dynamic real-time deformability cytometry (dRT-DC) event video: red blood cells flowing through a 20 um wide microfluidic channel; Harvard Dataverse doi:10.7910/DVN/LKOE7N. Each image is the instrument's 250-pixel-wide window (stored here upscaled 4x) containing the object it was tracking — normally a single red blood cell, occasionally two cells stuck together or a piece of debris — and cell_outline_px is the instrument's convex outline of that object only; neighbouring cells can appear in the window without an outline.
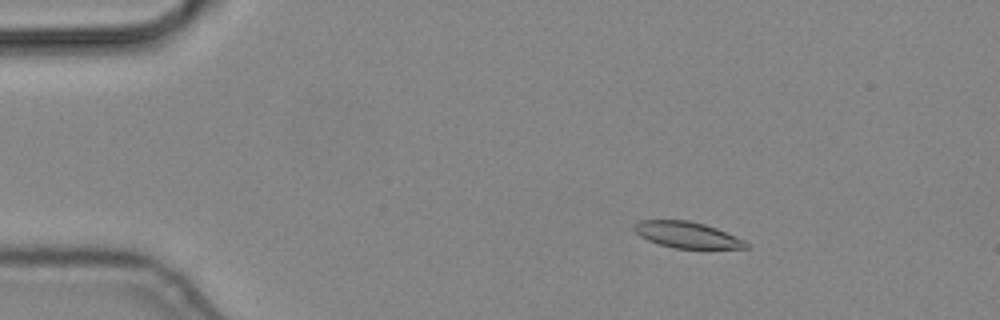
{"species": "common noctule bat (a hibernating species)", "species_latin": "Nyctalus noctula", "temperature_condition": "cold", "stored_images_in_passage": 4, "camera_frame_rate_fps": 3000, "um_per_image_px": 0.085, "animal": {"sex": "male", "body_mass_g": 19.2, "forearm_length_mm": 51.8}, "frame": {"image": 1, "passage_image": 2, "time_ms": 0.333, "image_size_px": [1000, 320], "cell_outline_px": [[748, 248], [676, 248], [660, 244], [648, 240], [640, 236], [632, 228], [640, 220], [688, 220], [704, 224], [716, 228], [744, 240], [748, 244]], "centroid_in_image_um": [58.38, 19.95], "position_along_channel_um": 26.6, "area_um2": 16.76}}
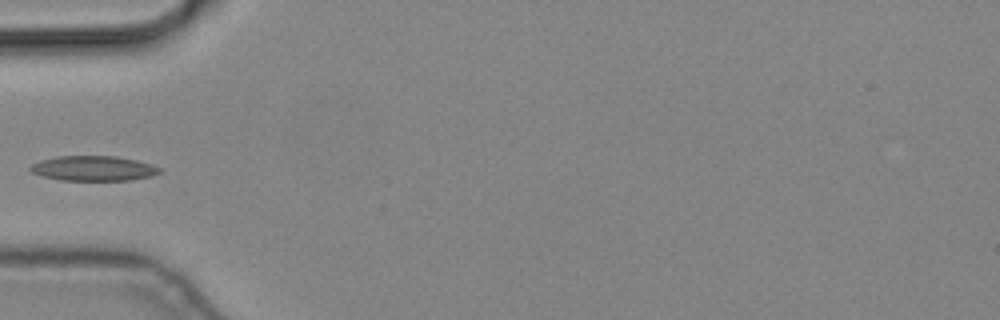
{"frame": {"image": 2, "passage_image": 4, "time_ms": 1.0, "image_size_px": [1000, 320], "cell_outline_px": [[164, 172], [152, 176], [132, 180], [60, 180], [40, 176], [32, 172], [28, 168], [32, 164], [40, 160], [56, 156], [116, 156], [136, 160], [152, 164], [160, 168]], "centroid_in_image_um": [7.96, 14.31], "position_along_channel_um": 77.0, "area_um2": 19.02}}